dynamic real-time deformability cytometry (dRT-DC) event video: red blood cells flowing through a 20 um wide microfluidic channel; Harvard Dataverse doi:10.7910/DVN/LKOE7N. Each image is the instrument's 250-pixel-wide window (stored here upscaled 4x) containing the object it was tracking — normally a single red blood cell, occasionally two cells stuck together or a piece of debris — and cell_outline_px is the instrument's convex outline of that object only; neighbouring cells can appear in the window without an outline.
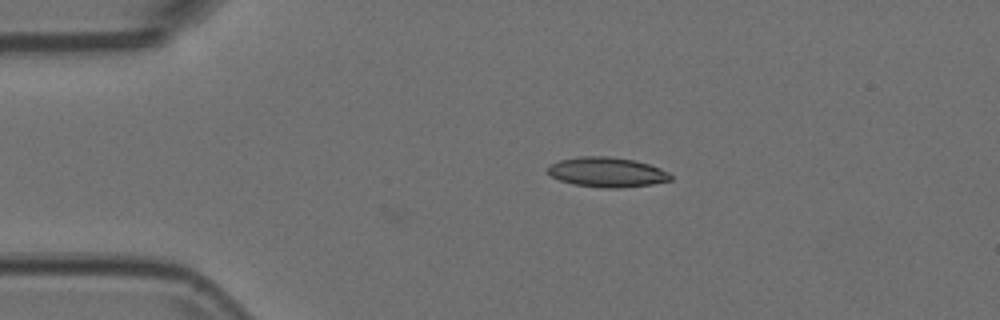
{"species": "Egyptian fruit bat (a non-hibernating species)", "species_latin": "Rousettus aegyptiacus", "temperature_condition": "room temperature", "stored_images_in_passage": 16, "camera_frame_rate_fps": 3000, "um_per_image_px": 0.085, "animal": {"sex": "female"}, "frame": {"image": 1, "passage_image": 16, "time_ms": 5.0, "image_size_px": [1000, 320], "cell_outline_px": [[672, 180], [652, 184], [620, 188], [604, 188], [576, 184], [560, 180], [552, 176], [548, 172], [548, 164], [560, 160], [580, 156], [608, 156], [636, 160], [660, 168], [668, 172], [672, 176]], "centroid_in_image_um": [51.61, 14.62], "position_along_channel_um": 33.4, "area_um2": 21.33}}